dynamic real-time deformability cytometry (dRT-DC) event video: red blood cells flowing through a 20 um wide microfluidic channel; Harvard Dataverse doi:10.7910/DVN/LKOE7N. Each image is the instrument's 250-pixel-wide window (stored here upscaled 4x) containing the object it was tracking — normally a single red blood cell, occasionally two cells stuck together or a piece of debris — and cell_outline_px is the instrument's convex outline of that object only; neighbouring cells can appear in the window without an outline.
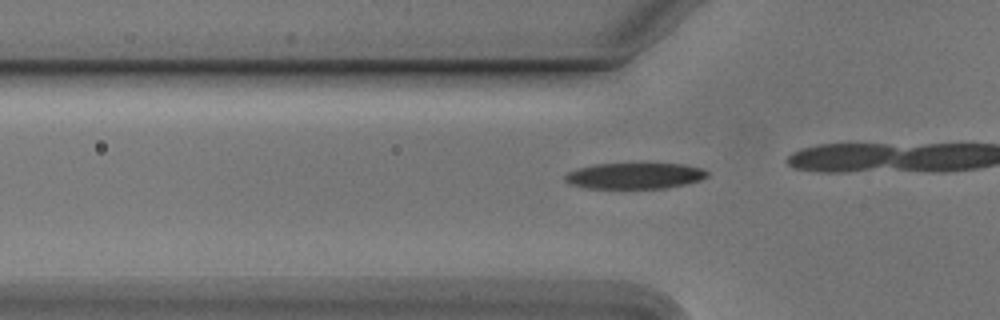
{"species": "Egyptian fruit bat (a non-hibernating species)", "species_latin": "Rousettus aegyptiacus", "temperature_condition": "cold", "stored_images_in_passage": 15, "camera_frame_rate_fps": 3000, "um_per_image_px": 0.085, "animal": {"sex": "male"}, "frame": {"image": 1, "passage_image": 9, "time_ms": 2.667, "image_size_px": [1000, 320], "cell_outline_px": [[708, 176], [700, 180], [684, 184], [664, 188], [584, 188], [568, 184], [564, 180], [564, 176], [568, 172], [576, 168], [592, 164], [684, 164], [700, 168], [708, 172]], "centroid_in_image_um": [53.88, 14.94], "position_along_channel_um": 71.9, "area_um2": 21.56}}